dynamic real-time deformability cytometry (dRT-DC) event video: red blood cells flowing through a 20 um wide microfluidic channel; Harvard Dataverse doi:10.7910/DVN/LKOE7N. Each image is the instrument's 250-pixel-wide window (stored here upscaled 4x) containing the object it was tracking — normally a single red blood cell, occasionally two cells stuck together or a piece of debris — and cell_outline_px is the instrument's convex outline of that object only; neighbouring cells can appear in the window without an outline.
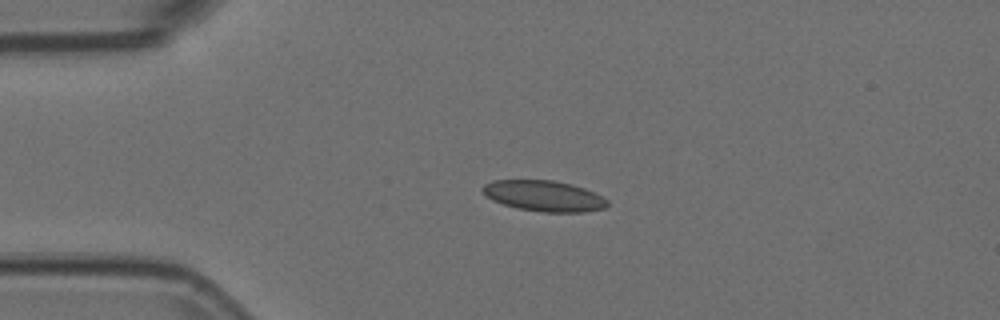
{"species": "Egyptian fruit bat (a non-hibernating species)", "species_latin": "Rousettus aegyptiacus", "temperature_condition": "room temperature", "stored_images_in_passage": 2, "camera_frame_rate_fps": 3000, "um_per_image_px": 0.085, "animal": {"sex": "female"}, "frame": {"image": 1, "passage_image": 1, "time_ms": 0.0, "image_size_px": [1000, 320], "cell_outline_px": [[608, 204], [604, 208], [584, 212], [544, 212], [516, 208], [492, 200], [484, 196], [480, 188], [484, 184], [492, 180], [552, 180], [572, 184], [584, 188], [608, 200]], "centroid_in_image_um": [46.18, 16.65], "position_along_channel_um": 38.8, "area_um2": 22.43}}